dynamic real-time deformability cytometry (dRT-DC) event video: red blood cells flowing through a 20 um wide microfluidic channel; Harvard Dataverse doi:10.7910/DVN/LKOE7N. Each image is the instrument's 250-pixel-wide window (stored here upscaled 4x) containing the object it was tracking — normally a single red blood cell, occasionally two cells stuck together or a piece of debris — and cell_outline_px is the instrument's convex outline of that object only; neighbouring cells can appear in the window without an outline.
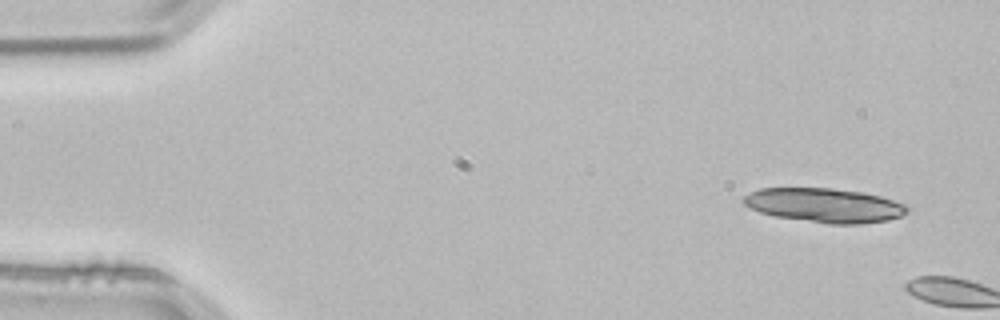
{"species": "common noctule bat (a hibernating species)", "species_latin": "Nyctalus noctula", "temperature_condition": "room temperature", "stored_images_in_passage": 4, "segment_of_instrument_passage": [1, 2], "camera_frame_rate_fps": 3000, "um_per_image_px": 0.085, "animal": {"sex": "male", "body_mass_g": 21.5, "forearm_length_mm": 52.0}, "frame": {"image": 1, "passage_image": 1, "time_ms": 0.0, "image_size_px": [1000, 320], "cell_outline_px": [[908, 212], [900, 216], [888, 220], [860, 224], [828, 224], [776, 216], [760, 212], [744, 204], [740, 200], [744, 196], [760, 188], [832, 188], [864, 192], [880, 196], [904, 204], [908, 208]], "centroid_in_image_um": [70.08, 17.45], "position_along_channel_um": 14.9, "area_um2": 32.54}}